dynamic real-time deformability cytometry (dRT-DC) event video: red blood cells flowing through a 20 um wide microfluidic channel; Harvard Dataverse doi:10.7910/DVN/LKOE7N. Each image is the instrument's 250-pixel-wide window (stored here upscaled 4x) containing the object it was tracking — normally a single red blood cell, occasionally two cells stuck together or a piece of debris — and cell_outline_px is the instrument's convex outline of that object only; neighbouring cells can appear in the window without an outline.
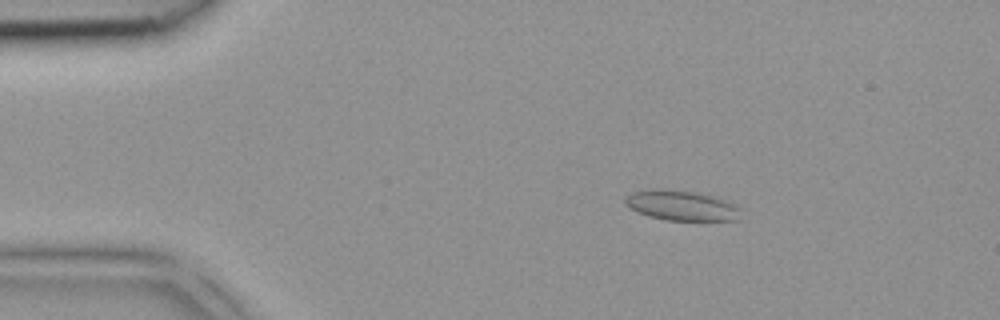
{"species": "common noctule bat (a hibernating species)", "species_latin": "Nyctalus noctula", "temperature_condition": "room temperature", "stored_images_in_passage": 42, "camera_frame_rate_fps": 3000, "um_per_image_px": 0.085, "animal": {"sex": "female", "body_mass_g": 18.4}, "frame": {"image": 1, "passage_image": 6, "time_ms": 1.667, "image_size_px": [1000, 320], "cell_outline_px": [[740, 220], [664, 220], [648, 216], [628, 208], [624, 200], [632, 192], [656, 188], [696, 192], [712, 196], [732, 204], [740, 208]], "centroid_in_image_um": [57.89, 17.47], "position_along_channel_um": 27.1, "area_um2": 20.11}}
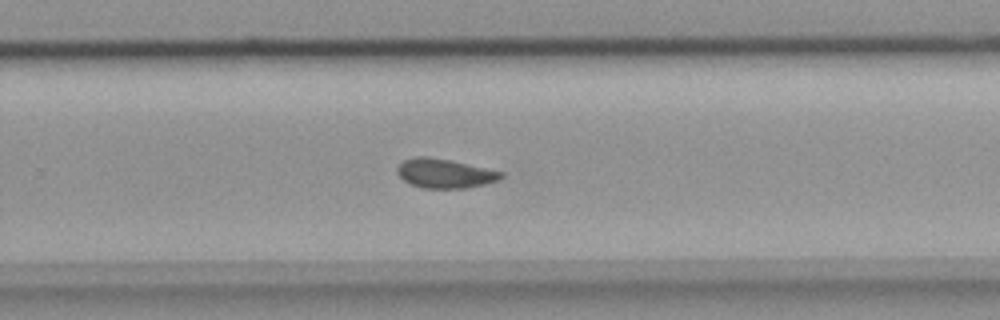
{"frame": {"image": 2, "passage_image": 27, "time_ms": 8.667, "image_size_px": [1000, 320], "cell_outline_px": [[504, 176], [500, 180], [484, 184], [464, 188], [424, 188], [412, 184], [404, 180], [396, 172], [396, 168], [404, 160], [412, 156], [428, 156], [452, 160], [504, 172]], "centroid_in_image_um": [37.81, 14.72], "position_along_channel_um": 292.0, "area_um2": 17.8}}
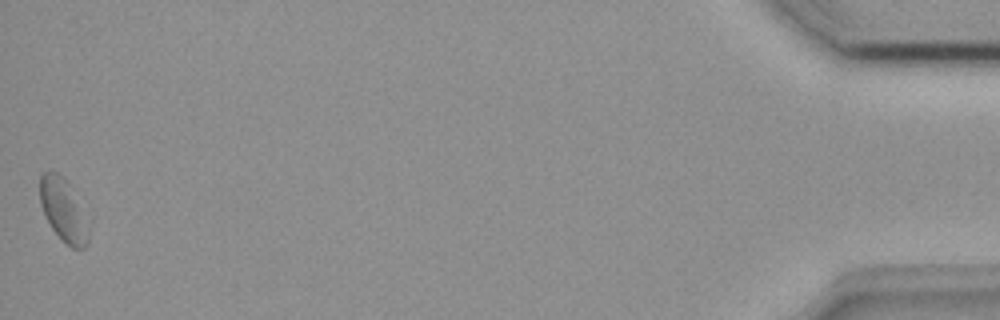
{"frame": {"image": 3, "passage_image": 42, "time_ms": 13.667, "image_size_px": [1000, 320], "cell_outline_px": [[92, 216], [88, 244], [84, 248], [72, 248], [52, 228], [44, 216], [40, 204], [40, 176], [44, 172], [56, 172], [64, 176], [68, 180]], "centroid_in_image_um": [5.51, 17.83], "position_along_channel_um": 429.7, "area_um2": 19.07}}